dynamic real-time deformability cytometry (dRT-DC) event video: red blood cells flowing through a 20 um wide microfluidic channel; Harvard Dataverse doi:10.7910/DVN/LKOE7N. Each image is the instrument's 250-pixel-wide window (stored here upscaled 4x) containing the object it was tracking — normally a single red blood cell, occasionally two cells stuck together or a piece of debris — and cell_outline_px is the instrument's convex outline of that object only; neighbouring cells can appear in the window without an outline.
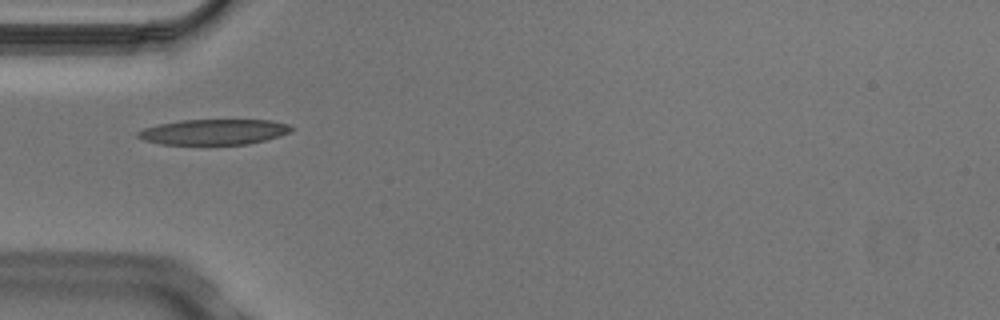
{"species": "Egyptian fruit bat (a non-hibernating species)", "species_latin": "Rousettus aegyptiacus", "temperature_condition": "cold", "stored_images_in_passage": 1, "camera_frame_rate_fps": 3000, "um_per_image_px": 0.085, "animal": {"sex": "male"}, "frame": {"image": 1, "passage_image": 1, "time_ms": 0.0, "image_size_px": [1000, 320], "cell_outline_px": [[296, 128], [280, 136], [248, 144], [160, 144], [144, 140], [136, 136], [136, 132], [144, 128], [160, 124], [180, 120], [272, 120], [288, 124]], "centroid_in_image_um": [18.18, 11.21], "position_along_channel_um": 66.8, "area_um2": 22.72}}